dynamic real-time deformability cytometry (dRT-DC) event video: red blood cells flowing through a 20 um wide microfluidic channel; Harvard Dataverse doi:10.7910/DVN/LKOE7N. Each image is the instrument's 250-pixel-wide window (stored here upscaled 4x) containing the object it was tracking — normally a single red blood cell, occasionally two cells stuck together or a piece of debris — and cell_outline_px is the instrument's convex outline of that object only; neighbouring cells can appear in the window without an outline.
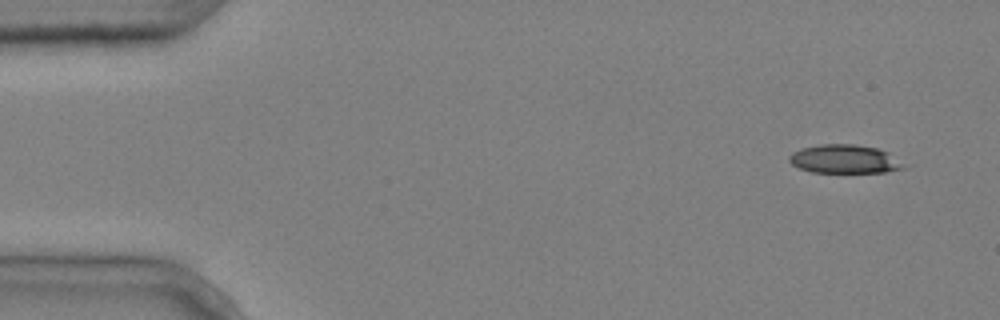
{"species": "common noctule bat (a hibernating species)", "species_latin": "Nyctalus noctula", "temperature_condition": "cold", "stored_images_in_passage": 2, "camera_frame_rate_fps": 3000, "um_per_image_px": 0.085, "animal": {"sex": "male", "body_mass_g": 20.4}, "frame": {"image": 1, "passage_image": 1, "time_ms": 0.0, "image_size_px": [1000, 320], "cell_outline_px": [[908, 164], [904, 168], [884, 172], [812, 172], [800, 168], [792, 164], [788, 160], [788, 156], [792, 152], [800, 148], [820, 144], [856, 144], [876, 148], [888, 152]], "centroid_in_image_um": [71.8, 13.51], "position_along_channel_um": 13.2, "area_um2": 19.25}}